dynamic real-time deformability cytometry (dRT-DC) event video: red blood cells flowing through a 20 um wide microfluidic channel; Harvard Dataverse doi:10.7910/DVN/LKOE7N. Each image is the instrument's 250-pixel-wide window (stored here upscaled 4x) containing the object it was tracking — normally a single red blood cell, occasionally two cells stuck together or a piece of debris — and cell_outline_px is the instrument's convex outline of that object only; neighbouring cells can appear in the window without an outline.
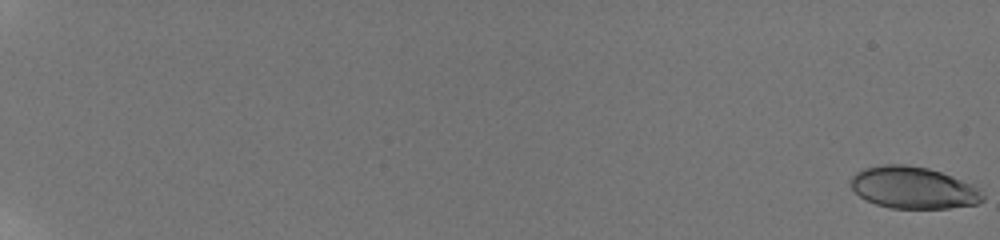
{"species": "human", "species_latin": "Homo sapiens", "temperature_condition": "room temperature", "stored_images_in_passage": 19, "camera_frame_rate_fps": 3000, "um_per_image_px": 0.085, "donor": {"sex": "male"}, "frame": {"image": 1, "passage_image": 1, "time_ms": 0.0, "image_size_px": [1000, 240], "cell_outline_px": [[984, 200], [976, 204], [948, 208], [892, 208], [876, 204], [860, 196], [852, 188], [852, 176], [856, 172], [864, 168], [884, 164], [904, 164], [928, 168], [952, 176], [972, 184], [984, 196]], "centroid_in_image_um": [77.63, 15.95], "position_along_channel_um": 7.4, "area_um2": 31.91}}
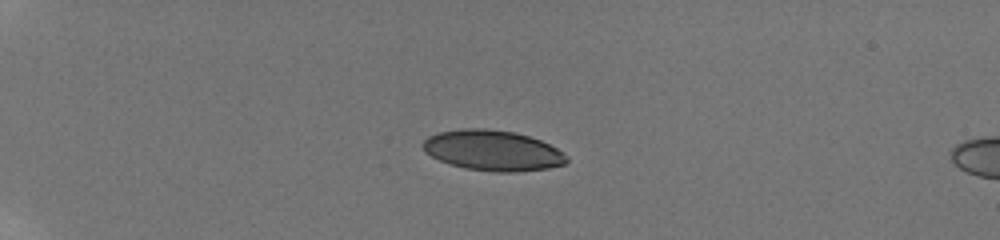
{"frame": {"image": 2, "passage_image": 19, "time_ms": 6.0, "image_size_px": [1000, 240], "cell_outline_px": [[568, 160], [564, 164], [548, 168], [516, 172], [496, 172], [464, 168], [440, 160], [424, 152], [424, 140], [428, 136], [440, 132], [460, 128], [488, 128], [516, 132], [540, 140], [564, 152], [568, 156]], "centroid_in_image_um": [41.9, 12.78], "position_along_channel_um": 43.1, "area_um2": 33.87}}